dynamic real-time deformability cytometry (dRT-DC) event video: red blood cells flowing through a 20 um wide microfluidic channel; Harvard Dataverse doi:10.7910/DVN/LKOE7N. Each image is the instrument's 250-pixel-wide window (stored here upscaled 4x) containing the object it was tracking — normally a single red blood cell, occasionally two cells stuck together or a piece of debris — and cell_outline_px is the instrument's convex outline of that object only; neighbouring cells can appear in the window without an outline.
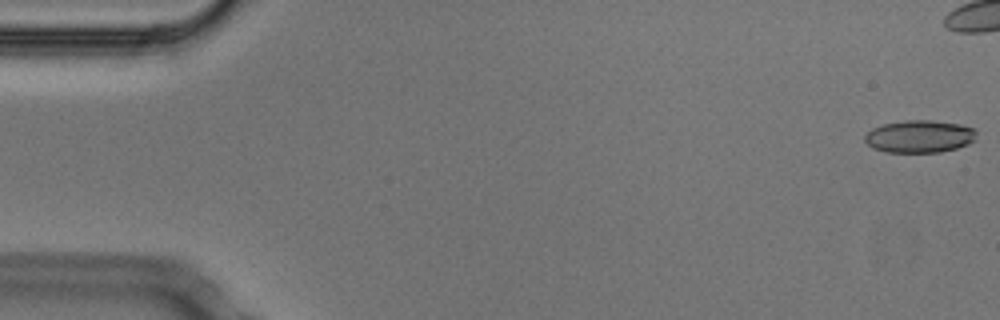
{"species": "Egyptian fruit bat (a non-hibernating species)", "species_latin": "Rousettus aegyptiacus", "temperature_condition": "cold", "stored_images_in_passage": 43, "camera_frame_rate_fps": 3000, "um_per_image_px": 0.085, "animal": {"sex": "male"}, "frame": {"image": 1, "passage_image": 1, "time_ms": 0.0, "image_size_px": [1000, 320], "cell_outline_px": [[976, 140], [968, 144], [956, 148], [940, 152], [884, 152], [872, 148], [864, 140], [864, 136], [872, 128], [884, 124], [904, 120], [932, 120], [960, 124], [976, 128]], "centroid_in_image_um": [78.17, 11.59], "position_along_channel_um": 6.8, "area_um2": 21.33}}
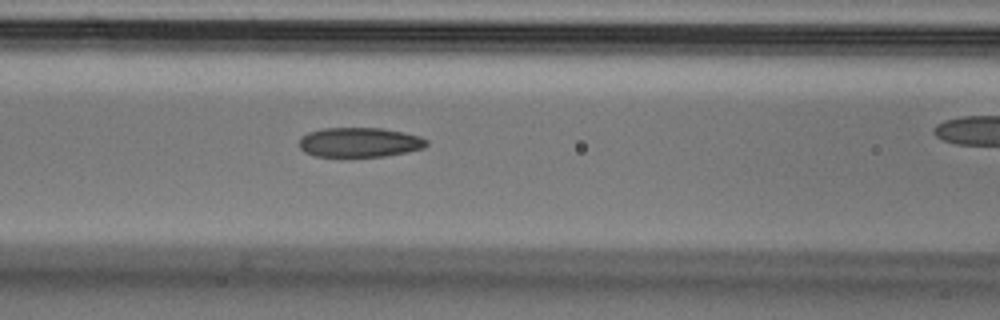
{"frame": {"image": 2, "passage_image": 22, "time_ms": 7.0, "image_size_px": [1000, 320], "cell_outline_px": [[428, 144], [424, 148], [408, 152], [384, 156], [340, 160], [316, 156], [304, 152], [300, 148], [300, 136], [308, 132], [324, 128], [380, 128], [404, 132], [420, 136], [428, 140]], "centroid_in_image_um": [30.53, 12.14], "position_along_channel_um": 136.1, "area_um2": 23.0}}
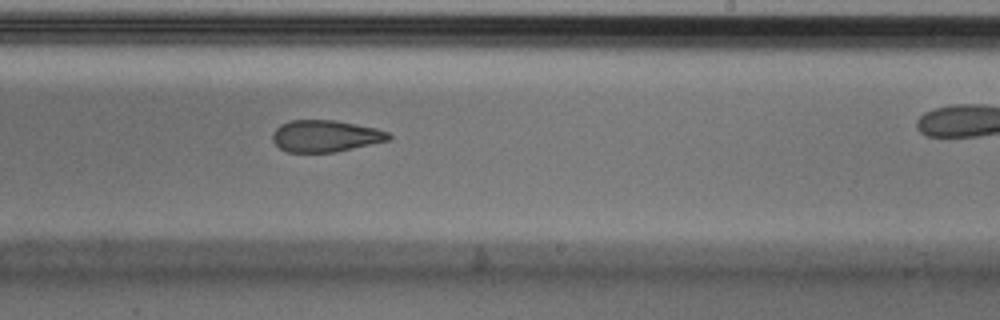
{"frame": {"image": 3, "passage_image": 32, "time_ms": 10.333, "image_size_px": [1000, 320], "cell_outline_px": [[392, 140], [336, 152], [288, 152], [280, 148], [272, 140], [272, 136], [276, 128], [280, 124], [292, 120], [336, 120], [376, 128], [388, 132], [392, 136]], "centroid_in_image_um": [27.7, 11.56], "position_along_channel_um": 261.3, "area_um2": 21.62}}